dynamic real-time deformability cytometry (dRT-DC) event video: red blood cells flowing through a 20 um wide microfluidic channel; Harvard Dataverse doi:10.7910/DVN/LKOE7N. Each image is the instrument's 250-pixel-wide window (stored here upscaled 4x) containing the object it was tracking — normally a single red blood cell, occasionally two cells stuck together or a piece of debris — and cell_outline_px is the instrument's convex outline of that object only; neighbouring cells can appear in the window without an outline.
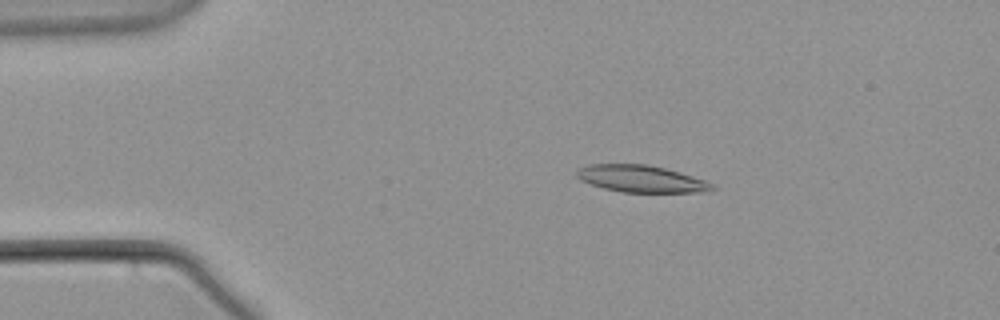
{"species": "common noctule bat (a hibernating species)", "species_latin": "Nyctalus noctula", "temperature_condition": "warm", "stored_images_in_passage": 57, "camera_frame_rate_fps": 3000, "um_per_image_px": 0.085, "animal": {"sex": "male", "body_mass_g": 21.5, "forearm_length_mm": 52.0}, "frame": {"image": 1, "passage_image": 11, "time_ms": 3.333, "image_size_px": [1000, 320], "cell_outline_px": [[716, 188], [704, 192], [624, 192], [604, 188], [580, 180], [576, 176], [576, 172], [580, 168], [588, 164], [644, 164], [664, 168], [680, 172], [704, 180], [712, 184]], "centroid_in_image_um": [54.49, 15.19], "position_along_channel_um": 30.5, "area_um2": 21.04}}
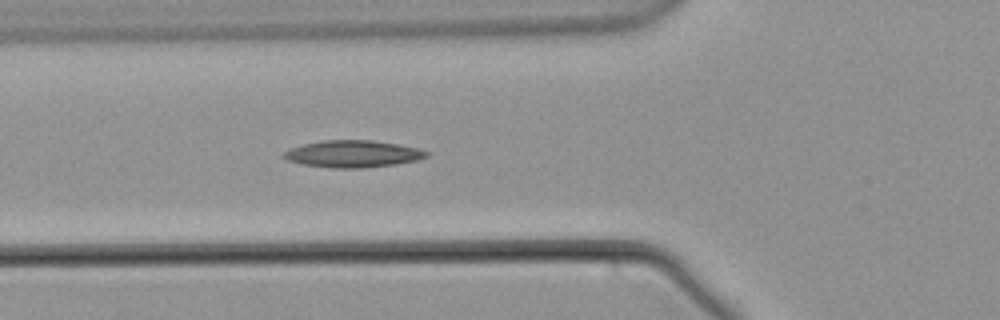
{"frame": {"image": 2, "passage_image": 21, "time_ms": 6.667, "image_size_px": [1000, 320], "cell_outline_px": [[428, 156], [416, 160], [396, 164], [364, 168], [332, 168], [304, 164], [288, 160], [280, 156], [284, 152], [292, 148], [304, 144], [324, 140], [372, 140], [396, 144], [416, 148], [428, 152]], "centroid_in_image_um": [29.98, 13.08], "position_along_channel_um": 95.8, "area_um2": 22.2}}
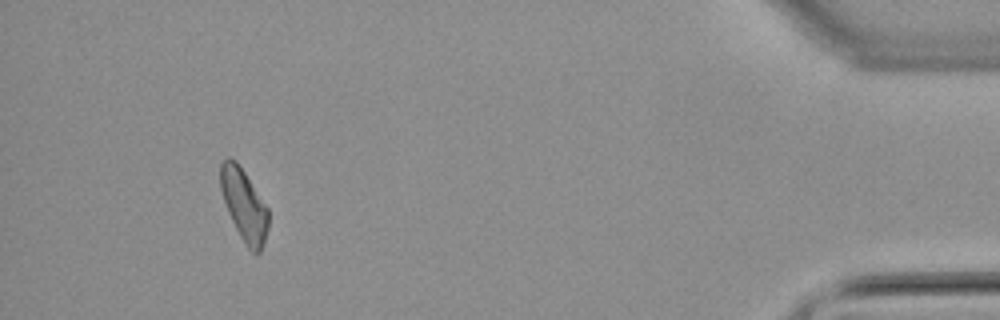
{"frame": {"image": 3, "passage_image": 53, "time_ms": 17.333, "image_size_px": [1000, 320], "cell_outline_px": [[268, 228], [260, 252], [256, 256], [248, 248], [240, 236], [228, 212], [220, 188], [220, 164], [228, 156], [236, 160], [268, 208]], "centroid_in_image_um": [20.74, 17.42], "position_along_channel_um": 414.5, "area_um2": 19.83}}